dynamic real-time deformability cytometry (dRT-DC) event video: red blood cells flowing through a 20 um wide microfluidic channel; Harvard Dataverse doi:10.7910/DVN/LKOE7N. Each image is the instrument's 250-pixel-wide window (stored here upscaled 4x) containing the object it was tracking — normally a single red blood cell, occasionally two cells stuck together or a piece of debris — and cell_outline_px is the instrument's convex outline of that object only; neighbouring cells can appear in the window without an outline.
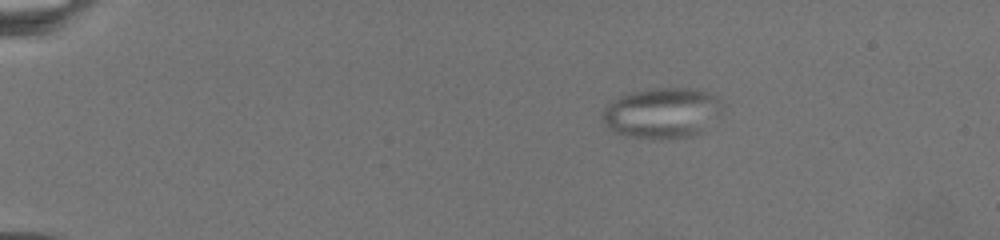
{"species": "common noctule bat (a hibernating species)", "species_latin": "Nyctalus noctula", "temperature_condition": "warm", "stored_images_in_passage": 97, "camera_frame_rate_fps": 3000, "um_per_image_px": 0.085, "animal": {"sex": "female", "body_mass_g": 19.5, "forearm_length_mm": 54.1}, "frame": {"image": 1, "passage_image": 31, "time_ms": 5.0, "image_size_px": [1000, 240], "cell_outline_px": [[724, 100], [720, 112], [700, 132], [692, 136], [672, 140], [652, 140], [624, 136], [608, 128], [604, 124], [604, 108], [608, 104], [620, 96], [632, 92], [652, 88], [692, 88], [708, 92]], "centroid_in_image_um": [56.28, 9.62], "position_along_channel_um": 28.7, "area_um2": 35.6}}
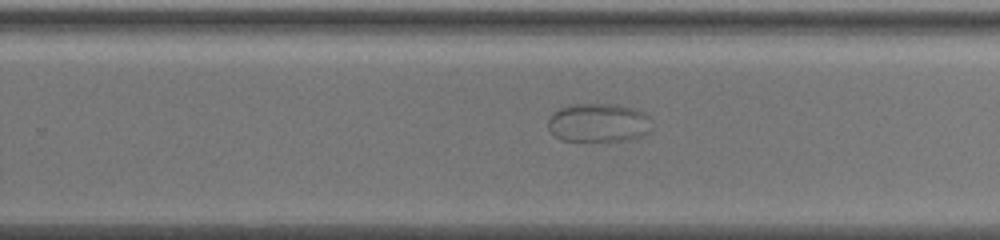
{"frame": {"image": 2, "passage_image": 73, "time_ms": 17.333, "image_size_px": [1000, 240], "cell_outline_px": [[652, 132], [644, 136], [632, 140], [560, 140], [548, 128], [548, 120], [552, 112], [568, 104], [616, 104], [632, 108], [644, 112], [648, 116], [652, 128]], "centroid_in_image_um": [50.9, 10.43], "position_along_channel_um": 278.9, "area_um2": 23.64}}
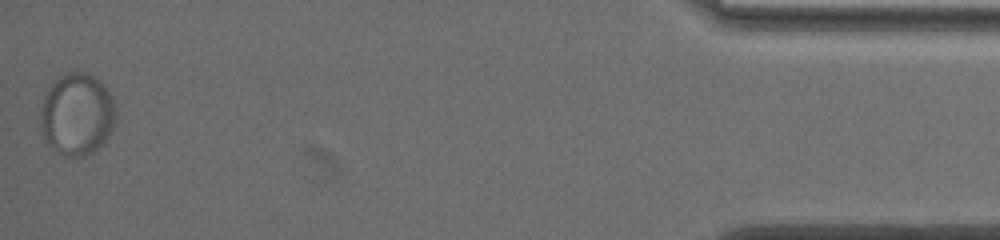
{"frame": {"image": 3, "passage_image": 97, "time_ms": 25.333, "image_size_px": [1000, 240], "cell_outline_px": [[116, 120], [104, 144], [92, 152], [84, 156], [68, 156], [56, 152], [44, 140], [40, 124], [40, 108], [44, 96], [48, 88], [60, 76], [68, 72], [84, 72], [100, 80], [104, 84], [112, 96], [116, 112]], "centroid_in_image_um": [6.54, 9.72], "position_along_channel_um": 428.7, "area_um2": 36.36}}